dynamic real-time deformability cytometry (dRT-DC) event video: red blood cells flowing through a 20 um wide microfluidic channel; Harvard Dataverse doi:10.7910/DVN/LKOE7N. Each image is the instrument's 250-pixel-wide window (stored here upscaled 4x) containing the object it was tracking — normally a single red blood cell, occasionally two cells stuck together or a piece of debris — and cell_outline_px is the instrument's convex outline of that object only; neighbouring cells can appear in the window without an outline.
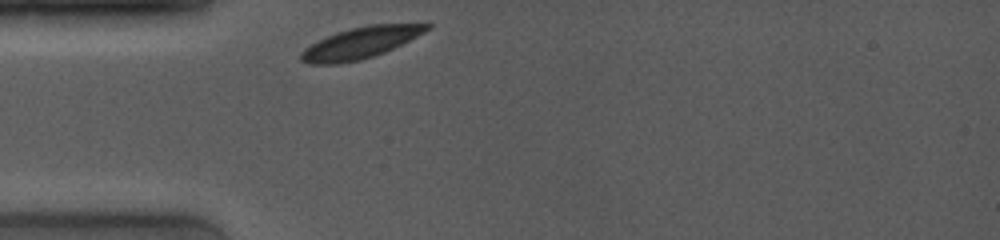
{"species": "common noctule bat (a hibernating species)", "species_latin": "Nyctalus noctula", "temperature_condition": "room temperature", "stored_images_in_passage": 11, "camera_frame_rate_fps": 4000, "um_per_image_px": 0.085, "animal": {"sex": "female", "body_mass_g": 19.0, "forearm_length_mm": 53.3}, "frame": {"image": 1, "passage_image": 1, "time_ms": 0.0, "image_size_px": [1000, 240], "cell_outline_px": [[432, 28], [384, 52], [360, 60], [340, 64], [308, 64], [300, 60], [300, 52], [304, 48], [336, 32], [368, 24], [432, 24]], "centroid_in_image_um": [30.6, 3.65], "position_along_channel_um": 54.4, "area_um2": 22.66}}
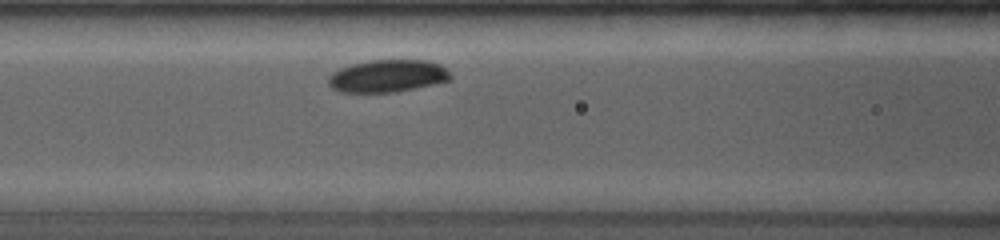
{"frame": {"image": 2, "passage_image": 5, "time_ms": 2.25, "image_size_px": [1000, 240], "cell_outline_px": [[452, 80], [396, 92], [340, 92], [332, 88], [328, 84], [328, 76], [332, 72], [340, 68], [352, 64], [372, 60], [428, 60], [440, 64], [452, 76]], "centroid_in_image_um": [32.94, 6.46], "position_along_channel_um": 133.7, "area_um2": 23.12}}
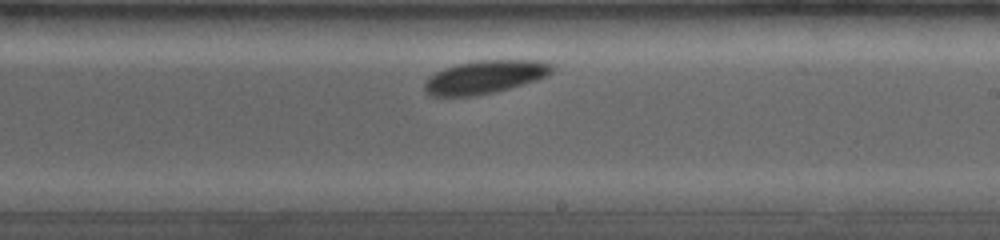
{"frame": {"image": 3, "passage_image": 11, "time_ms": 5.25, "image_size_px": [1000, 240], "cell_outline_px": [[556, 68], [552, 72], [536, 80], [524, 84], [476, 96], [428, 96], [424, 92], [424, 80], [428, 76], [444, 68], [456, 64], [476, 60], [540, 60], [552, 64]], "centroid_in_image_um": [41.17, 6.54], "position_along_channel_um": 247.8, "area_um2": 24.85}}